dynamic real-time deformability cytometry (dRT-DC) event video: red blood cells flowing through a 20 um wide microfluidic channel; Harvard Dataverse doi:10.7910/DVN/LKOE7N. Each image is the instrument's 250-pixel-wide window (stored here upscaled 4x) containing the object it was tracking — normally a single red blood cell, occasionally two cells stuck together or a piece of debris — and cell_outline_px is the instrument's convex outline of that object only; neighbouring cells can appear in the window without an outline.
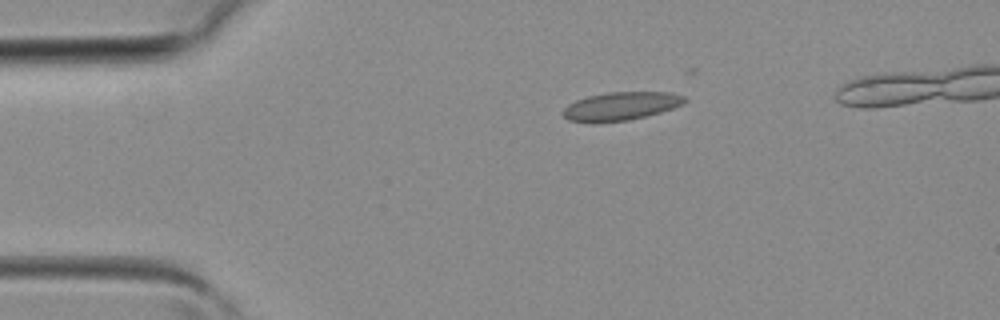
{"species": "common noctule bat (a hibernating species)", "species_latin": "Nyctalus noctula", "temperature_condition": "room temperature", "stored_images_in_passage": 4, "camera_frame_rate_fps": 3000, "um_per_image_px": 0.085, "animal": {"sex": "female", "body_mass_g": 19.3, "forearm_length_mm": 54.1}, "frame": {"image": 1, "passage_image": 4, "time_ms": 1.0, "image_size_px": [1000, 320], "cell_outline_px": [[688, 100], [684, 104], [660, 112], [628, 120], [592, 124], [568, 120], [564, 116], [564, 108], [568, 104], [576, 100], [588, 96], [608, 92], [672, 92], [684, 96]], "centroid_in_image_um": [52.77, 9.03], "position_along_channel_um": 32.2, "area_um2": 20.23}}